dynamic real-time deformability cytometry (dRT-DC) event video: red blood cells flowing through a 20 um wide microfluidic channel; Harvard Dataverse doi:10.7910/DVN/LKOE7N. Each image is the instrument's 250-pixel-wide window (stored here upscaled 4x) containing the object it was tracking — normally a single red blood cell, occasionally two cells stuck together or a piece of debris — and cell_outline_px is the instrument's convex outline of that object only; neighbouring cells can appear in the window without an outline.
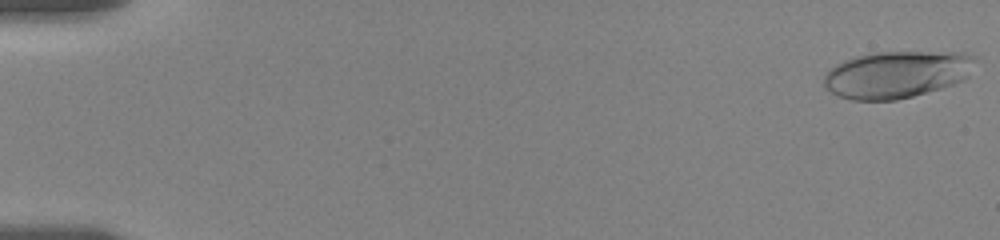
{"species": "human", "species_latin": "Homo sapiens", "temperature_condition": "room temperature", "stored_images_in_passage": 57, "camera_frame_rate_fps": 3000, "um_per_image_px": 0.085, "donor": {"sex": "female"}, "frame": {"image": 1, "passage_image": 1, "time_ms": 0.0, "image_size_px": [1000, 240], "cell_outline_px": [[976, 60], [968, 76], [952, 84], [940, 88], [912, 96], [896, 100], [852, 100], [840, 96], [832, 92], [824, 84], [824, 76], [828, 68], [844, 60], [856, 56], [876, 52], [964, 52], [976, 56]], "centroid_in_image_um": [76.22, 6.31], "position_along_channel_um": 8.8, "area_um2": 41.33}}
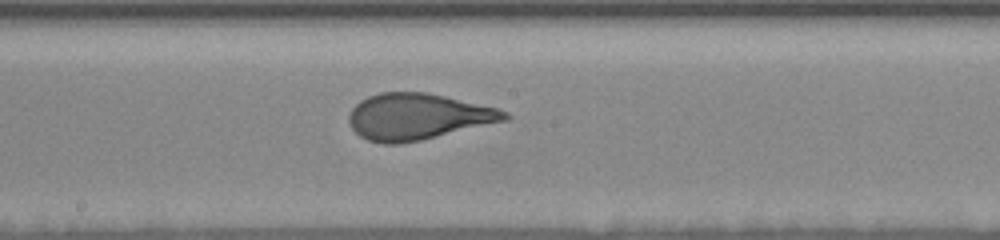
{"frame": {"image": 2, "passage_image": 32, "time_ms": 10.333, "image_size_px": [1000, 240], "cell_outline_px": [[512, 116], [508, 120], [420, 140], [400, 144], [384, 144], [368, 140], [360, 136], [352, 128], [348, 120], [348, 116], [352, 108], [360, 100], [368, 96], [380, 92], [428, 92], [500, 108], [508, 112]], "centroid_in_image_um": [35.53, 9.9], "position_along_channel_um": 212.7, "area_um2": 42.19}}
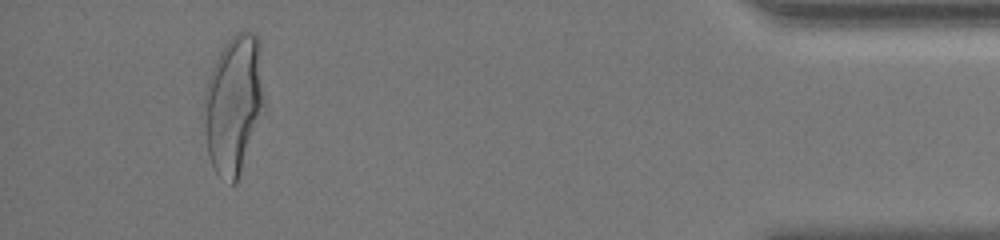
{"frame": {"image": 3, "passage_image": 54, "time_ms": 17.667, "image_size_px": [1000, 240], "cell_outline_px": [[264, 104], [236, 184], [232, 184], [216, 172], [212, 168], [208, 156], [204, 100], [204, 96], [208, 80], [212, 68], [220, 52], [228, 40], [236, 32], [244, 28], [252, 32], [260, 40], [264, 96]], "centroid_in_image_um": [19.88, 8.79], "position_along_channel_um": 415.3, "area_um2": 47.92}, "authors_computed_cell_mechanics": {"area_um2": 41.4426, "velocity_mm_per_s": 3.5146, "shape_relaxation_time_tau1_ms": 4.8717, "shape_relaxation_time_tau2_ms": null, "deformation_change_tau1": 0.205, "deformation_change_tau2": null}}